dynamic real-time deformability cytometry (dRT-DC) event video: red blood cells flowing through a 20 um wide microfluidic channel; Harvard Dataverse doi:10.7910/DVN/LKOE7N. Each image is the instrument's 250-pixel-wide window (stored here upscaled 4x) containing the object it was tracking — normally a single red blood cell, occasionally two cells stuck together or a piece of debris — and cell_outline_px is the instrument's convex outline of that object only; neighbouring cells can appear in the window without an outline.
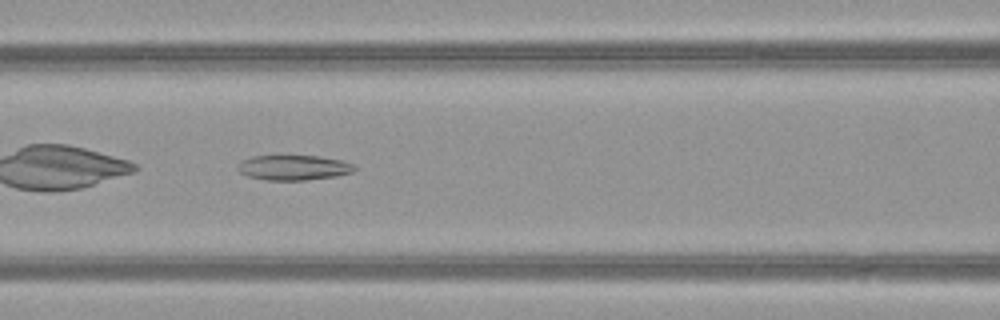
{"species": "common noctule bat (a hibernating species)", "species_latin": "Nyctalus noctula", "temperature_condition": "warm", "stored_images_in_passage": 33, "camera_frame_rate_fps": 3000, "um_per_image_px": 0.085, "animal": {"sex": "female", "body_mass_g": 21.9}, "frame": {"image": 1, "passage_image": 6, "time_ms": 1.667, "image_size_px": [1000, 320], "cell_outline_px": [[356, 168], [352, 172], [336, 176], [308, 180], [268, 180], [248, 176], [240, 172], [236, 168], [244, 160], [252, 156], [320, 156], [340, 160], [356, 164]], "centroid_in_image_um": [25.0, 14.25], "position_along_channel_um": 141.6, "area_um2": 16.94}}
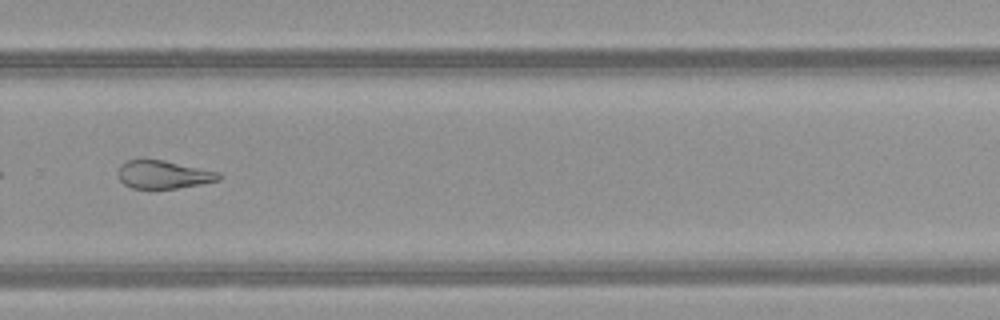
{"frame": {"image": 2, "passage_image": 19, "time_ms": 6.0, "image_size_px": [1000, 320], "cell_outline_px": [[224, 176], [220, 180], [200, 184], [176, 188], [132, 188], [124, 184], [120, 180], [116, 172], [120, 164], [128, 160], [164, 160], [220, 172]], "centroid_in_image_um": [13.9, 14.83], "position_along_channel_um": 315.9, "area_um2": 16.53}}
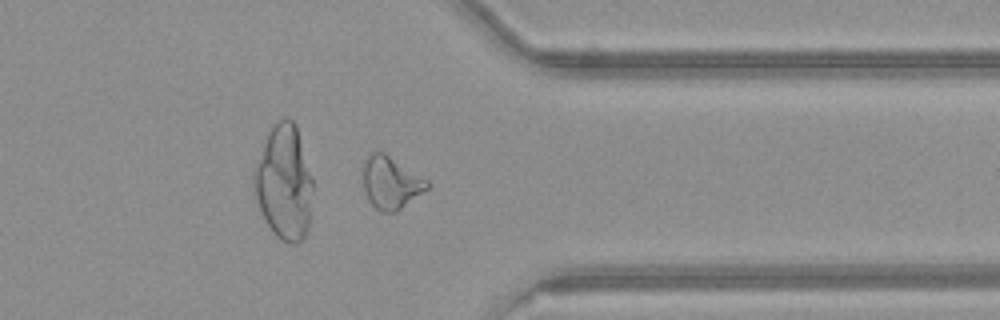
{"frame": {"image": 3, "passage_image": 24, "time_ms": 7.667, "image_size_px": [1000, 320], "cell_outline_px": [[428, 188], [396, 212], [380, 212], [368, 200], [364, 188], [364, 160], [376, 148], [384, 152], [428, 180]], "centroid_in_image_um": [33.2, 15.5], "position_along_channel_um": 378.2, "area_um2": 19.42}, "authors_computed_cell_mechanics": {"area_um2": 17.5712, "velocity_mm_per_s": 4.0317, "shape_relaxation_time_tau1_ms": null, "shape_relaxation_time_tau2_ms": 2.6526, "deformation_change_tau1": null, "deformation_change_tau2": 0.1198}}